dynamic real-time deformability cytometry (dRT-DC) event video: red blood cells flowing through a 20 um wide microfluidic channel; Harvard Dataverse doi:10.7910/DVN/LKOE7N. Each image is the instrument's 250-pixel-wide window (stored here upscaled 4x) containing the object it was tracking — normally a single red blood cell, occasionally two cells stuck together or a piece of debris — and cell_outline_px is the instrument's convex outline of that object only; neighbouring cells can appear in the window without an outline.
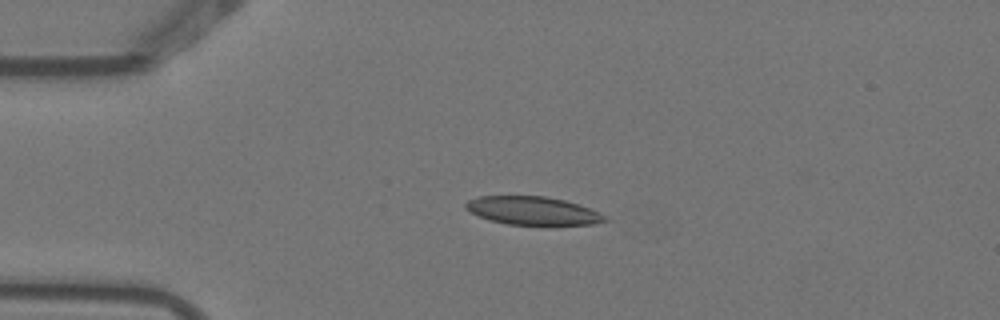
{"species": "Egyptian fruit bat (a non-hibernating species)", "species_latin": "Rousettus aegyptiacus", "temperature_condition": "warm", "stored_images_in_passage": 3, "camera_frame_rate_fps": 3000, "um_per_image_px": 0.085, "animal": {"sex": "female"}, "frame": {"image": 1, "passage_image": 2, "time_ms": 0.333, "image_size_px": [1000, 320], "cell_outline_px": [[608, 220], [592, 224], [556, 228], [548, 228], [508, 224], [488, 220], [464, 208], [464, 204], [468, 200], [480, 196], [544, 196], [564, 200], [600, 212]], "centroid_in_image_um": [45.32, 17.97], "position_along_channel_um": 39.7, "area_um2": 23.81}}